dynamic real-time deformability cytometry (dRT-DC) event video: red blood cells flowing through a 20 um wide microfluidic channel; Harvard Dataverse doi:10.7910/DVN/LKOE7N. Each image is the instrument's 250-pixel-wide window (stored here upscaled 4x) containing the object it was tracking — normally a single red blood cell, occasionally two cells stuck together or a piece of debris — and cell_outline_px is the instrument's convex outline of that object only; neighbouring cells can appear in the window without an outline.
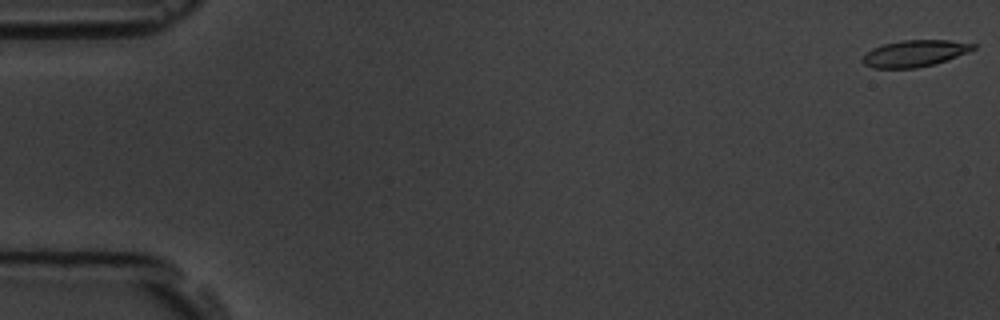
{"species": "common noctule bat (a hibernating species)", "species_latin": "Nyctalus noctula", "temperature_condition": "room temperature", "stored_images_in_passage": 5, "camera_frame_rate_fps": 3000, "um_per_image_px": 0.085, "animal": {"sex": "male", "body_mass_g": 19.5, "forearm_length_mm": 54.6}, "frame": {"image": 1, "passage_image": 1, "time_ms": 0.0, "image_size_px": [1000, 320], "cell_outline_px": [[976, 48], [968, 52], [936, 64], [916, 68], [872, 68], [864, 64], [860, 60], [872, 48], [884, 44], [904, 40], [948, 40], [976, 44]], "centroid_in_image_um": [77.75, 4.54], "position_along_channel_um": 7.3, "area_um2": 17.11}}
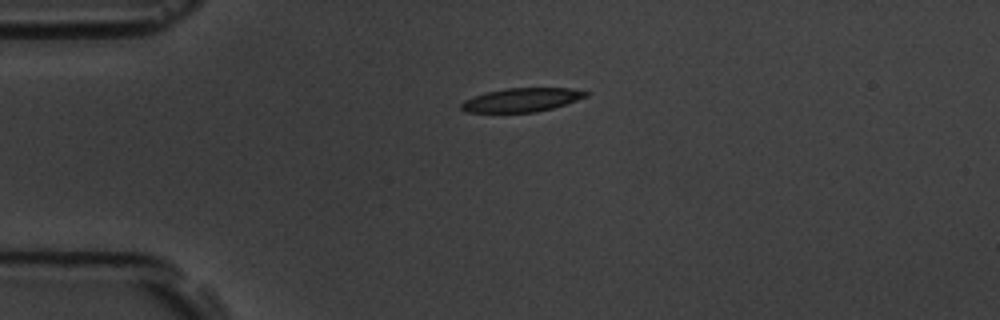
{"frame": {"image": 2, "passage_image": 4, "time_ms": 4.333, "image_size_px": [1000, 320], "cell_outline_px": [[588, 96], [552, 108], [536, 112], [464, 112], [460, 108], [460, 104], [464, 100], [484, 92], [508, 88], [572, 88], [588, 92]], "centroid_in_image_um": [44.3, 8.49], "position_along_channel_um": 40.7, "area_um2": 17.17}}